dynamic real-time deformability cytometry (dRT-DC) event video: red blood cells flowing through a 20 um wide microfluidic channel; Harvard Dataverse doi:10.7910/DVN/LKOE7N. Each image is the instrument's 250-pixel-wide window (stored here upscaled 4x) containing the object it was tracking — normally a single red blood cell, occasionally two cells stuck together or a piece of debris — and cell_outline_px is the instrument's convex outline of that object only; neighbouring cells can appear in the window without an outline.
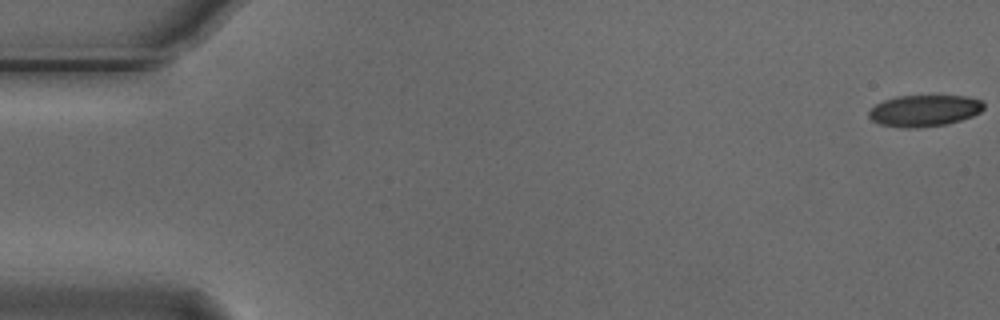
{"species": "Egyptian fruit bat (a non-hibernating species)", "species_latin": "Rousettus aegyptiacus", "temperature_condition": "cold", "stored_images_in_passage": 9, "camera_frame_rate_fps": 3000, "um_per_image_px": 0.085, "animal": {"sex": "male"}, "frame": {"image": 1, "passage_image": 1, "time_ms": 0.0, "image_size_px": [1000, 320], "cell_outline_px": [[984, 108], [980, 112], [972, 116], [948, 124], [916, 128], [904, 128], [880, 124], [872, 120], [868, 116], [868, 112], [876, 104], [884, 100], [896, 96], [964, 96], [980, 100], [984, 104]], "centroid_in_image_um": [78.55, 9.41], "position_along_channel_um": 6.4, "area_um2": 21.04}}